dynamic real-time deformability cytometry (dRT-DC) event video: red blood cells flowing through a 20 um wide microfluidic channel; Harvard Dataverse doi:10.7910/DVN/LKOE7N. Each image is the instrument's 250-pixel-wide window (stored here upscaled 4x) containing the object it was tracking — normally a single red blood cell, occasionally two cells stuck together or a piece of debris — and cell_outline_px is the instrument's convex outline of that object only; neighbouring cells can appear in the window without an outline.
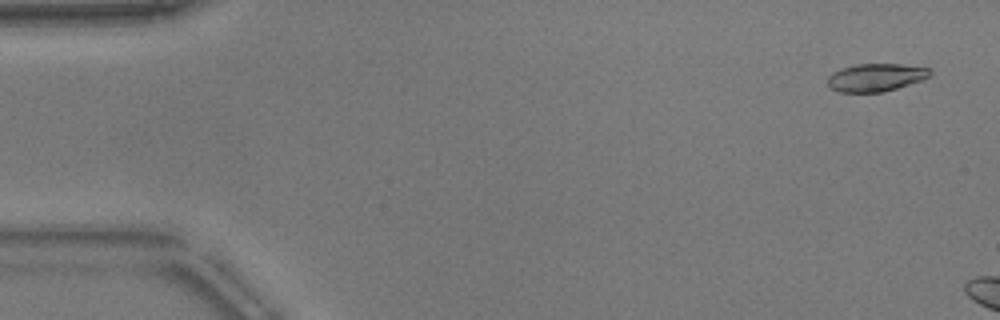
{"species": "common noctule bat (a hibernating species)", "species_latin": "Nyctalus noctula", "temperature_condition": "warm", "stored_images_in_passage": 9, "camera_frame_rate_fps": 3000, "um_per_image_px": 0.085, "animal": {"sex": "male", "body_mass_g": 17.9}, "frame": {"image": 1, "passage_image": 3, "time_ms": 0.667, "image_size_px": [1000, 320], "cell_outline_px": [[932, 72], [928, 76], [920, 80], [884, 92], [840, 92], [828, 88], [828, 76], [832, 72], [840, 68], [856, 64], [904, 64], [928, 68]], "centroid_in_image_um": [74.38, 6.58], "position_along_channel_um": 10.6, "area_um2": 16.59}}